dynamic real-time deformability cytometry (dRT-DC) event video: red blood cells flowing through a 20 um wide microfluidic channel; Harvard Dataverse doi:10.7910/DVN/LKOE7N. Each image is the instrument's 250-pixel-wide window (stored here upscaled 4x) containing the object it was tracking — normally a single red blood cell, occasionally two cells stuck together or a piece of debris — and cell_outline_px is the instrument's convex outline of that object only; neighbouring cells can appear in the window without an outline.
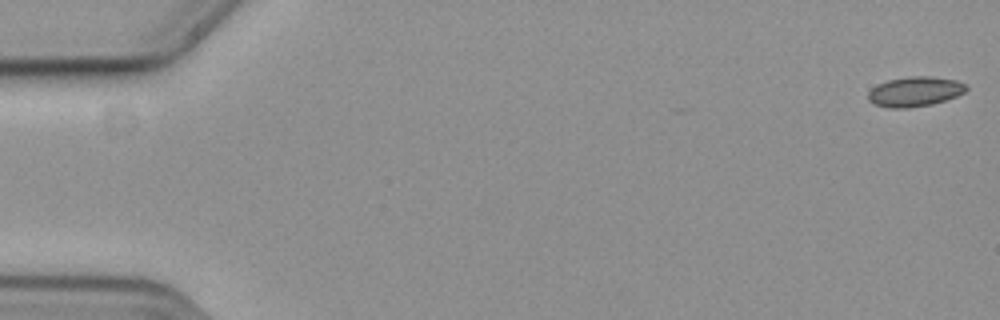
{"species": "common noctule bat (a hibernating species)", "species_latin": "Nyctalus noctula", "temperature_condition": "cold", "stored_images_in_passage": 11, "camera_frame_rate_fps": 3000, "um_per_image_px": 0.085, "animal": {"sex": "female", "body_mass_g": 19.3, "forearm_length_mm": 54.1}, "frame": {"image": 1, "passage_image": 1, "time_ms": 0.0, "image_size_px": [1000, 320], "cell_outline_px": [[968, 88], [964, 92], [956, 96], [932, 104], [908, 108], [888, 108], [872, 104], [868, 100], [868, 92], [876, 84], [888, 80], [912, 76], [932, 76], [956, 80], [968, 84]], "centroid_in_image_um": [77.75, 7.78], "position_along_channel_um": 7.3, "area_um2": 17.22}}